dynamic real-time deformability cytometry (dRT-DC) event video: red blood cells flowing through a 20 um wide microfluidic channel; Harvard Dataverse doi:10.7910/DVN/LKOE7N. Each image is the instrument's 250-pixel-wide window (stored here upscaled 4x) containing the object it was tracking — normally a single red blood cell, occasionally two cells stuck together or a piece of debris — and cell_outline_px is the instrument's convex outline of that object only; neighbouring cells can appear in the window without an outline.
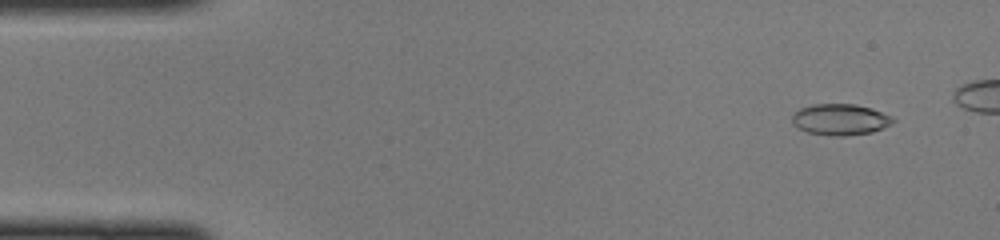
{"species": "common noctule bat (a hibernating species)", "species_latin": "Nyctalus noctula", "temperature_condition": "cold", "stored_images_in_passage": 10, "camera_frame_rate_fps": 3000, "um_per_image_px": 0.085, "animal": {"sex": "female", "body_mass_g": 22.0, "forearm_length_mm": 56.7}, "frame": {"image": 1, "passage_image": 4, "time_ms": 1.0, "image_size_px": [1000, 240], "cell_outline_px": [[896, 120], [872, 132], [844, 136], [832, 136], [808, 132], [792, 124], [792, 116], [800, 108], [816, 104], [856, 104], [872, 108], [892, 116]], "centroid_in_image_um": [71.42, 10.15], "position_along_channel_um": 13.6, "area_um2": 18.15}}